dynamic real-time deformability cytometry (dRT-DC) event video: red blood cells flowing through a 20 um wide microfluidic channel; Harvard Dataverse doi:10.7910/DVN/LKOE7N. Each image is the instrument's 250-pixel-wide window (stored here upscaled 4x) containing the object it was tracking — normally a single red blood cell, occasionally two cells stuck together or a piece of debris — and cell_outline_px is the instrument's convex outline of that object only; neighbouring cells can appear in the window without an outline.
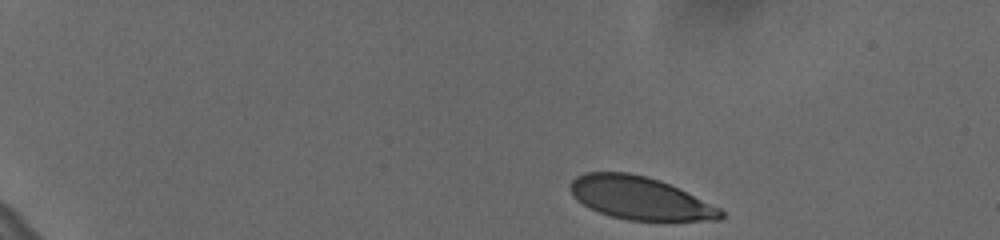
{"species": "human", "species_latin": "Homo sapiens", "temperature_condition": "cold", "stored_images_in_passage": 49, "camera_frame_rate_fps": 3000, "um_per_image_px": 0.085, "donor": {"sex": "female"}, "frame": {"image": 1, "passage_image": 1, "time_ms": 0.0, "image_size_px": [1000, 240], "cell_outline_px": [[724, 216], [720, 220], [628, 220], [612, 216], [600, 212], [576, 200], [572, 196], [568, 188], [572, 180], [576, 176], [584, 172], [628, 172], [648, 176], [660, 180], [680, 188], [720, 208], [724, 212]], "centroid_in_image_um": [54.38, 16.82], "position_along_channel_um": 30.6, "area_um2": 37.63}}
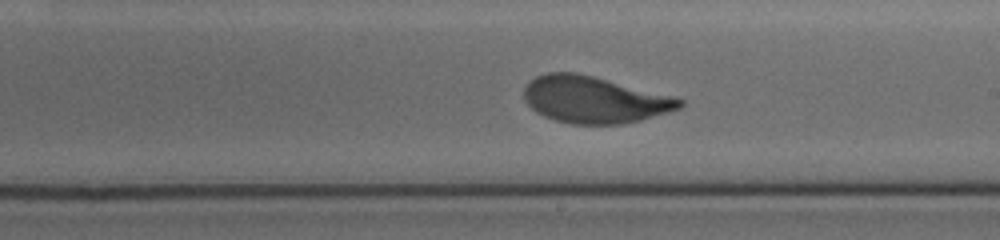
{"frame": {"image": 2, "passage_image": 28, "time_ms": 9.0, "image_size_px": [1000, 240], "cell_outline_px": [[684, 104], [680, 108], [668, 112], [640, 120], [620, 124], [572, 124], [556, 120], [544, 116], [536, 112], [524, 100], [524, 84], [528, 80], [536, 76], [548, 72], [576, 72], [672, 96], [684, 100]], "centroid_in_image_um": [50.46, 8.47], "position_along_channel_um": 238.5, "area_um2": 42.19}}
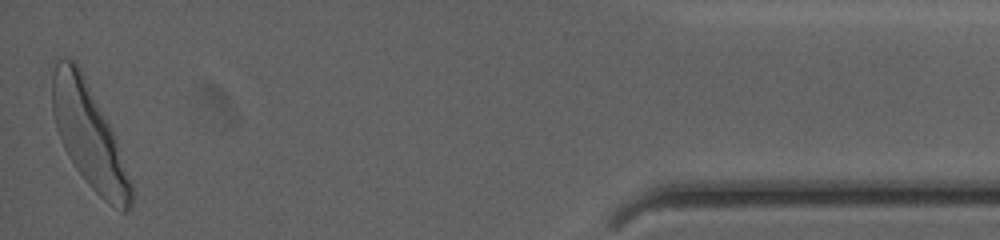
{"frame": {"image": 3, "passage_image": 49, "time_ms": 16.0, "image_size_px": [1000, 240], "cell_outline_px": [[132, 204], [124, 212], [120, 212], [108, 204], [88, 184], [76, 168], [68, 156], [64, 148], [56, 128], [52, 112], [52, 72], [56, 56], [68, 56], [76, 60], [112, 132], [132, 184]], "centroid_in_image_um": [7.51, 11.49], "position_along_channel_um": 427.7, "area_um2": 46.82}, "authors_computed_cell_mechanics": {"area_um2": 42.5408, "velocity_mm_per_s": 3.5846, "shape_relaxation_time_tau1_ms": 2.4859, "shape_relaxation_time_tau2_ms": null, "deformation_change_tau1": 0.1362, "deformation_change_tau2": null}}